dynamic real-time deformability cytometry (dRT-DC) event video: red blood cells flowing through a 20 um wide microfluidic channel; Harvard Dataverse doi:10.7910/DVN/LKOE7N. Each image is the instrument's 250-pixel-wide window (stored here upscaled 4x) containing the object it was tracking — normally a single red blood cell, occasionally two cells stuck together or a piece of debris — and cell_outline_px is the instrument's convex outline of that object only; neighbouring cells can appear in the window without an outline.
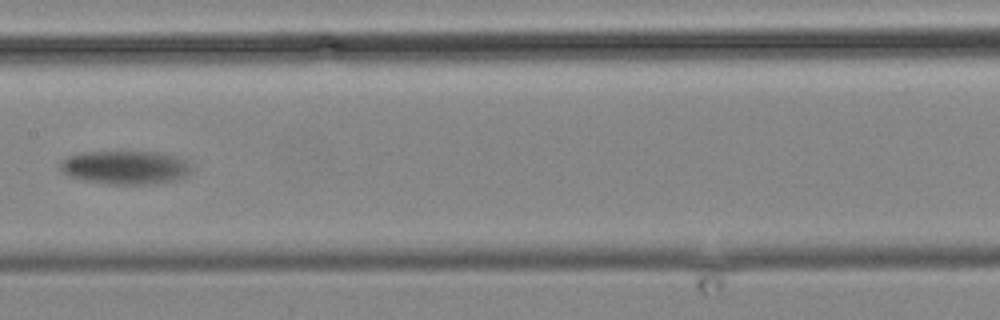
{"species": "common noctule bat (a hibernating species)", "species_latin": "Nyctalus noctula", "temperature_condition": "cold", "stored_images_in_passage": 16, "camera_frame_rate_fps": 3000, "um_per_image_px": 0.085, "animal": {"sex": "male", "body_mass_g": 19.2, "forearm_length_mm": 51.8}, "frame": {"image": 1, "passage_image": 14, "time_ms": 17.667, "image_size_px": [1000, 320], "cell_outline_px": [[188, 172], [184, 176], [176, 180], [152, 184], [108, 184], [84, 180], [68, 176], [60, 168], [60, 164], [68, 156], [84, 152], [164, 152], [176, 156], [184, 160], [188, 164]], "centroid_in_image_um": [10.63, 14.23], "position_along_channel_um": 196.8, "area_um2": 25.37}}
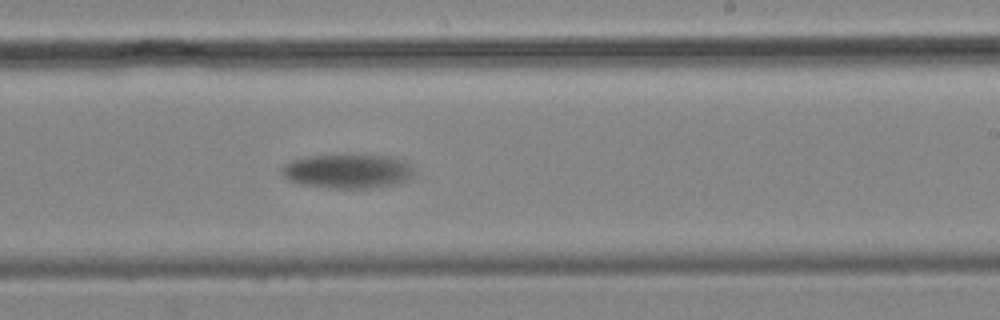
{"frame": {"image": 2, "passage_image": 16, "time_ms": 20.0, "image_size_px": [1000, 320], "cell_outline_px": [[412, 176], [408, 180], [396, 184], [368, 188], [332, 188], [304, 184], [288, 180], [280, 172], [280, 168], [284, 164], [292, 160], [308, 156], [388, 156], [404, 160], [412, 168]], "centroid_in_image_um": [29.53, 14.56], "position_along_channel_um": 259.5, "area_um2": 25.95}}